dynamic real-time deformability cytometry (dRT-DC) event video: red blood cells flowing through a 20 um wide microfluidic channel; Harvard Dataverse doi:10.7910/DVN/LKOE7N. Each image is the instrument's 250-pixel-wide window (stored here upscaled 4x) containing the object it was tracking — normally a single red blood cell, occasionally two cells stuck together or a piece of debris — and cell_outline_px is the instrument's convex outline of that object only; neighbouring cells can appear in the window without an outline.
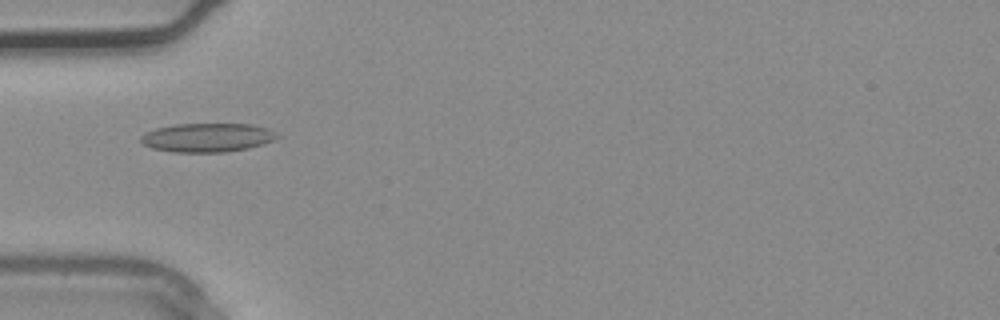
{"species": "common noctule bat (a hibernating species)", "species_latin": "Nyctalus noctula", "temperature_condition": "warm", "stored_images_in_passage": 2, "camera_frame_rate_fps": 3000, "um_per_image_px": 0.085, "animal": {"sex": "male", "body_mass_g": 20.4}, "frame": {"image": 1, "passage_image": 2, "time_ms": 0.333, "image_size_px": [1000, 320], "cell_outline_px": [[280, 136], [272, 140], [248, 148], [228, 152], [172, 152], [152, 148], [144, 144], [140, 140], [140, 136], [156, 128], [176, 124], [252, 124], [268, 128], [276, 132]], "centroid_in_image_um": [17.63, 11.69], "position_along_channel_um": 67.4, "area_um2": 22.83}}